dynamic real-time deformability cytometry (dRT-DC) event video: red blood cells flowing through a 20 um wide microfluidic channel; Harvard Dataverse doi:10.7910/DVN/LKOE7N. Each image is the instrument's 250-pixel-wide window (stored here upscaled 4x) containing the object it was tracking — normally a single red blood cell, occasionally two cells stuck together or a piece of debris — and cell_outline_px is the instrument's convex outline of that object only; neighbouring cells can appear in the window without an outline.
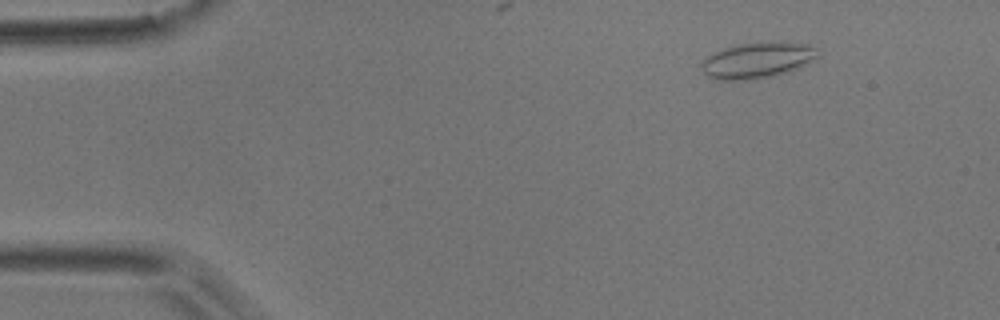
{"species": "common noctule bat (a hibernating species)", "species_latin": "Nyctalus noctula", "temperature_condition": "room temperature", "stored_images_in_passage": 10, "camera_frame_rate_fps": 3000, "um_per_image_px": 0.085, "animal": {"sex": "male", "body_mass_g": 17.9}, "frame": {"image": 1, "passage_image": 6, "time_ms": 1.667, "image_size_px": [1000, 320], "cell_outline_px": [[816, 56], [808, 64], [772, 76], [752, 80], [720, 80], [708, 76], [700, 68], [700, 60], [712, 52], [724, 48], [740, 44], [772, 40], [780, 40], [812, 44], [816, 48]], "centroid_in_image_um": [64.35, 5.09], "position_along_channel_um": 20.7, "area_um2": 24.8}}